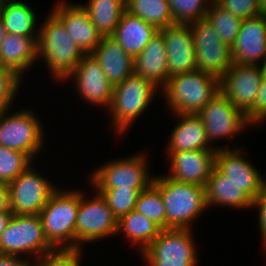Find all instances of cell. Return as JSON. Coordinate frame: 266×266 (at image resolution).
<instances>
[{
  "mask_svg": "<svg viewBox=\"0 0 266 266\" xmlns=\"http://www.w3.org/2000/svg\"><path fill=\"white\" fill-rule=\"evenodd\" d=\"M115 86L134 74V58L112 37H103L91 53Z\"/></svg>",
  "mask_w": 266,
  "mask_h": 266,
  "instance_id": "7402d4cb",
  "label": "cell"
},
{
  "mask_svg": "<svg viewBox=\"0 0 266 266\" xmlns=\"http://www.w3.org/2000/svg\"><path fill=\"white\" fill-rule=\"evenodd\" d=\"M126 11L158 30L174 25L168 0H125Z\"/></svg>",
  "mask_w": 266,
  "mask_h": 266,
  "instance_id": "f546056e",
  "label": "cell"
},
{
  "mask_svg": "<svg viewBox=\"0 0 266 266\" xmlns=\"http://www.w3.org/2000/svg\"><path fill=\"white\" fill-rule=\"evenodd\" d=\"M6 112L0 114V145L24 152L33 160L43 146L41 123L31 110L18 111L7 117Z\"/></svg>",
  "mask_w": 266,
  "mask_h": 266,
  "instance_id": "9c48e42d",
  "label": "cell"
},
{
  "mask_svg": "<svg viewBox=\"0 0 266 266\" xmlns=\"http://www.w3.org/2000/svg\"><path fill=\"white\" fill-rule=\"evenodd\" d=\"M21 78L13 70L0 66V114L7 111L11 105Z\"/></svg>",
  "mask_w": 266,
  "mask_h": 266,
  "instance_id": "8d00e7d4",
  "label": "cell"
},
{
  "mask_svg": "<svg viewBox=\"0 0 266 266\" xmlns=\"http://www.w3.org/2000/svg\"><path fill=\"white\" fill-rule=\"evenodd\" d=\"M79 202L80 191L66 192L57 188L41 210L39 216L45 237L55 249L75 248Z\"/></svg>",
  "mask_w": 266,
  "mask_h": 266,
  "instance_id": "277c9868",
  "label": "cell"
},
{
  "mask_svg": "<svg viewBox=\"0 0 266 266\" xmlns=\"http://www.w3.org/2000/svg\"><path fill=\"white\" fill-rule=\"evenodd\" d=\"M54 249L45 237L39 215H13L0 235L1 254H35L38 259Z\"/></svg>",
  "mask_w": 266,
  "mask_h": 266,
  "instance_id": "8992f818",
  "label": "cell"
},
{
  "mask_svg": "<svg viewBox=\"0 0 266 266\" xmlns=\"http://www.w3.org/2000/svg\"><path fill=\"white\" fill-rule=\"evenodd\" d=\"M179 120L175 126L167 152L213 149L207 138L205 125L198 114H175Z\"/></svg>",
  "mask_w": 266,
  "mask_h": 266,
  "instance_id": "cb8c5ba5",
  "label": "cell"
},
{
  "mask_svg": "<svg viewBox=\"0 0 266 266\" xmlns=\"http://www.w3.org/2000/svg\"><path fill=\"white\" fill-rule=\"evenodd\" d=\"M36 13L26 3L21 1L4 2L0 17L9 34L23 36H38L36 33Z\"/></svg>",
  "mask_w": 266,
  "mask_h": 266,
  "instance_id": "f1b7e54d",
  "label": "cell"
},
{
  "mask_svg": "<svg viewBox=\"0 0 266 266\" xmlns=\"http://www.w3.org/2000/svg\"><path fill=\"white\" fill-rule=\"evenodd\" d=\"M208 23L217 31L220 39L230 47L234 44L243 20L222 9L212 1L205 15Z\"/></svg>",
  "mask_w": 266,
  "mask_h": 266,
  "instance_id": "4dcf8cb0",
  "label": "cell"
},
{
  "mask_svg": "<svg viewBox=\"0 0 266 266\" xmlns=\"http://www.w3.org/2000/svg\"><path fill=\"white\" fill-rule=\"evenodd\" d=\"M135 210L166 229V209L160 191L152 184L139 194Z\"/></svg>",
  "mask_w": 266,
  "mask_h": 266,
  "instance_id": "1f68e13d",
  "label": "cell"
},
{
  "mask_svg": "<svg viewBox=\"0 0 266 266\" xmlns=\"http://www.w3.org/2000/svg\"><path fill=\"white\" fill-rule=\"evenodd\" d=\"M2 4H3V2L0 0V11H1V8H2Z\"/></svg>",
  "mask_w": 266,
  "mask_h": 266,
  "instance_id": "c3c4849f",
  "label": "cell"
},
{
  "mask_svg": "<svg viewBox=\"0 0 266 266\" xmlns=\"http://www.w3.org/2000/svg\"><path fill=\"white\" fill-rule=\"evenodd\" d=\"M57 3L51 12L63 23L78 48L84 54H91L103 36L91 22L89 14L81 4L68 5L64 1Z\"/></svg>",
  "mask_w": 266,
  "mask_h": 266,
  "instance_id": "d6986e66",
  "label": "cell"
},
{
  "mask_svg": "<svg viewBox=\"0 0 266 266\" xmlns=\"http://www.w3.org/2000/svg\"><path fill=\"white\" fill-rule=\"evenodd\" d=\"M69 77H75V85L84 100L109 108L114 86L92 54H85L76 68L67 76Z\"/></svg>",
  "mask_w": 266,
  "mask_h": 266,
  "instance_id": "9a60e30c",
  "label": "cell"
},
{
  "mask_svg": "<svg viewBox=\"0 0 266 266\" xmlns=\"http://www.w3.org/2000/svg\"><path fill=\"white\" fill-rule=\"evenodd\" d=\"M13 217L12 211H0V235Z\"/></svg>",
  "mask_w": 266,
  "mask_h": 266,
  "instance_id": "7bdbcfd3",
  "label": "cell"
},
{
  "mask_svg": "<svg viewBox=\"0 0 266 266\" xmlns=\"http://www.w3.org/2000/svg\"><path fill=\"white\" fill-rule=\"evenodd\" d=\"M168 1L175 24H189L204 19L212 2L211 0Z\"/></svg>",
  "mask_w": 266,
  "mask_h": 266,
  "instance_id": "e575fe53",
  "label": "cell"
},
{
  "mask_svg": "<svg viewBox=\"0 0 266 266\" xmlns=\"http://www.w3.org/2000/svg\"><path fill=\"white\" fill-rule=\"evenodd\" d=\"M158 89L147 79L135 74L114 86L112 101L109 106L115 130L123 133L128 126L150 105L153 94Z\"/></svg>",
  "mask_w": 266,
  "mask_h": 266,
  "instance_id": "5b68a950",
  "label": "cell"
},
{
  "mask_svg": "<svg viewBox=\"0 0 266 266\" xmlns=\"http://www.w3.org/2000/svg\"><path fill=\"white\" fill-rule=\"evenodd\" d=\"M31 167L8 184L13 215H39L57 188Z\"/></svg>",
  "mask_w": 266,
  "mask_h": 266,
  "instance_id": "7c38bea8",
  "label": "cell"
},
{
  "mask_svg": "<svg viewBox=\"0 0 266 266\" xmlns=\"http://www.w3.org/2000/svg\"><path fill=\"white\" fill-rule=\"evenodd\" d=\"M159 30L128 11H124L112 37L135 58Z\"/></svg>",
  "mask_w": 266,
  "mask_h": 266,
  "instance_id": "d4e9b609",
  "label": "cell"
},
{
  "mask_svg": "<svg viewBox=\"0 0 266 266\" xmlns=\"http://www.w3.org/2000/svg\"><path fill=\"white\" fill-rule=\"evenodd\" d=\"M159 31L165 41L169 77L197 70L190 25L174 24Z\"/></svg>",
  "mask_w": 266,
  "mask_h": 266,
  "instance_id": "ac0fdd59",
  "label": "cell"
},
{
  "mask_svg": "<svg viewBox=\"0 0 266 266\" xmlns=\"http://www.w3.org/2000/svg\"><path fill=\"white\" fill-rule=\"evenodd\" d=\"M263 10L266 12V0H259Z\"/></svg>",
  "mask_w": 266,
  "mask_h": 266,
  "instance_id": "bcb514c9",
  "label": "cell"
},
{
  "mask_svg": "<svg viewBox=\"0 0 266 266\" xmlns=\"http://www.w3.org/2000/svg\"><path fill=\"white\" fill-rule=\"evenodd\" d=\"M215 2L242 20L265 13L259 0H215Z\"/></svg>",
  "mask_w": 266,
  "mask_h": 266,
  "instance_id": "74e56055",
  "label": "cell"
},
{
  "mask_svg": "<svg viewBox=\"0 0 266 266\" xmlns=\"http://www.w3.org/2000/svg\"><path fill=\"white\" fill-rule=\"evenodd\" d=\"M218 149L167 152L170 155L171 175L176 181L206 186L216 165Z\"/></svg>",
  "mask_w": 266,
  "mask_h": 266,
  "instance_id": "2e32d148",
  "label": "cell"
},
{
  "mask_svg": "<svg viewBox=\"0 0 266 266\" xmlns=\"http://www.w3.org/2000/svg\"><path fill=\"white\" fill-rule=\"evenodd\" d=\"M262 77L260 64L240 65L233 62L220 78V92L246 114L254 106Z\"/></svg>",
  "mask_w": 266,
  "mask_h": 266,
  "instance_id": "4fadbf2b",
  "label": "cell"
},
{
  "mask_svg": "<svg viewBox=\"0 0 266 266\" xmlns=\"http://www.w3.org/2000/svg\"><path fill=\"white\" fill-rule=\"evenodd\" d=\"M31 160L24 152L0 145V183L8 185L31 165Z\"/></svg>",
  "mask_w": 266,
  "mask_h": 266,
  "instance_id": "836d02e7",
  "label": "cell"
},
{
  "mask_svg": "<svg viewBox=\"0 0 266 266\" xmlns=\"http://www.w3.org/2000/svg\"><path fill=\"white\" fill-rule=\"evenodd\" d=\"M81 250V248L54 249L36 259L34 266H80Z\"/></svg>",
  "mask_w": 266,
  "mask_h": 266,
  "instance_id": "d590c367",
  "label": "cell"
},
{
  "mask_svg": "<svg viewBox=\"0 0 266 266\" xmlns=\"http://www.w3.org/2000/svg\"><path fill=\"white\" fill-rule=\"evenodd\" d=\"M37 30L38 58L43 57L51 74L64 80L85 55L65 29L63 23L51 12Z\"/></svg>",
  "mask_w": 266,
  "mask_h": 266,
  "instance_id": "3957f363",
  "label": "cell"
},
{
  "mask_svg": "<svg viewBox=\"0 0 266 266\" xmlns=\"http://www.w3.org/2000/svg\"><path fill=\"white\" fill-rule=\"evenodd\" d=\"M187 229H164L142 252L149 266H196L197 248Z\"/></svg>",
  "mask_w": 266,
  "mask_h": 266,
  "instance_id": "52a82bcc",
  "label": "cell"
},
{
  "mask_svg": "<svg viewBox=\"0 0 266 266\" xmlns=\"http://www.w3.org/2000/svg\"><path fill=\"white\" fill-rule=\"evenodd\" d=\"M205 125L209 142L229 138L250 125L245 114L220 91L198 113Z\"/></svg>",
  "mask_w": 266,
  "mask_h": 266,
  "instance_id": "5bb4252c",
  "label": "cell"
},
{
  "mask_svg": "<svg viewBox=\"0 0 266 266\" xmlns=\"http://www.w3.org/2000/svg\"><path fill=\"white\" fill-rule=\"evenodd\" d=\"M196 51L197 69L220 79L231 67V47L223 42L217 31L204 18L189 23Z\"/></svg>",
  "mask_w": 266,
  "mask_h": 266,
  "instance_id": "ba28073f",
  "label": "cell"
},
{
  "mask_svg": "<svg viewBox=\"0 0 266 266\" xmlns=\"http://www.w3.org/2000/svg\"><path fill=\"white\" fill-rule=\"evenodd\" d=\"M205 190L208 207L213 204L235 208L253 207V200L216 165L206 183Z\"/></svg>",
  "mask_w": 266,
  "mask_h": 266,
  "instance_id": "484cf974",
  "label": "cell"
},
{
  "mask_svg": "<svg viewBox=\"0 0 266 266\" xmlns=\"http://www.w3.org/2000/svg\"><path fill=\"white\" fill-rule=\"evenodd\" d=\"M253 207L259 208V226L262 235L263 246H266V183L253 201ZM266 248V247H265Z\"/></svg>",
  "mask_w": 266,
  "mask_h": 266,
  "instance_id": "ab89813d",
  "label": "cell"
},
{
  "mask_svg": "<svg viewBox=\"0 0 266 266\" xmlns=\"http://www.w3.org/2000/svg\"><path fill=\"white\" fill-rule=\"evenodd\" d=\"M6 34H7V31H6L5 27H4L2 19L0 17V46H1L2 41H3V39H4Z\"/></svg>",
  "mask_w": 266,
  "mask_h": 266,
  "instance_id": "ee69618b",
  "label": "cell"
},
{
  "mask_svg": "<svg viewBox=\"0 0 266 266\" xmlns=\"http://www.w3.org/2000/svg\"><path fill=\"white\" fill-rule=\"evenodd\" d=\"M162 90L173 114H197L220 91V79L197 69L169 77Z\"/></svg>",
  "mask_w": 266,
  "mask_h": 266,
  "instance_id": "7a4b0ae2",
  "label": "cell"
},
{
  "mask_svg": "<svg viewBox=\"0 0 266 266\" xmlns=\"http://www.w3.org/2000/svg\"><path fill=\"white\" fill-rule=\"evenodd\" d=\"M263 69V74L266 76V57L264 61L260 64Z\"/></svg>",
  "mask_w": 266,
  "mask_h": 266,
  "instance_id": "f6af8a7d",
  "label": "cell"
},
{
  "mask_svg": "<svg viewBox=\"0 0 266 266\" xmlns=\"http://www.w3.org/2000/svg\"><path fill=\"white\" fill-rule=\"evenodd\" d=\"M143 190L145 189L115 188L97 189L96 192L102 195L114 216L119 220L122 216L135 210L139 194Z\"/></svg>",
  "mask_w": 266,
  "mask_h": 266,
  "instance_id": "d6a6232c",
  "label": "cell"
},
{
  "mask_svg": "<svg viewBox=\"0 0 266 266\" xmlns=\"http://www.w3.org/2000/svg\"><path fill=\"white\" fill-rule=\"evenodd\" d=\"M0 211H11L8 185L4 183H0Z\"/></svg>",
  "mask_w": 266,
  "mask_h": 266,
  "instance_id": "b9f144b4",
  "label": "cell"
},
{
  "mask_svg": "<svg viewBox=\"0 0 266 266\" xmlns=\"http://www.w3.org/2000/svg\"><path fill=\"white\" fill-rule=\"evenodd\" d=\"M153 185L160 191L166 209V229H190V224L205 210V187L176 181L164 176L154 178Z\"/></svg>",
  "mask_w": 266,
  "mask_h": 266,
  "instance_id": "6da1fadb",
  "label": "cell"
},
{
  "mask_svg": "<svg viewBox=\"0 0 266 266\" xmlns=\"http://www.w3.org/2000/svg\"><path fill=\"white\" fill-rule=\"evenodd\" d=\"M234 63L257 65L266 57V12L243 20L234 44L231 46Z\"/></svg>",
  "mask_w": 266,
  "mask_h": 266,
  "instance_id": "e0dca14e",
  "label": "cell"
},
{
  "mask_svg": "<svg viewBox=\"0 0 266 266\" xmlns=\"http://www.w3.org/2000/svg\"><path fill=\"white\" fill-rule=\"evenodd\" d=\"M16 255H8L0 253V266H32L30 261L19 259Z\"/></svg>",
  "mask_w": 266,
  "mask_h": 266,
  "instance_id": "60d3db41",
  "label": "cell"
},
{
  "mask_svg": "<svg viewBox=\"0 0 266 266\" xmlns=\"http://www.w3.org/2000/svg\"><path fill=\"white\" fill-rule=\"evenodd\" d=\"M161 228L152 220L132 210L118 220L117 233L122 232L128 240L140 246L143 252L160 234Z\"/></svg>",
  "mask_w": 266,
  "mask_h": 266,
  "instance_id": "83f0119b",
  "label": "cell"
},
{
  "mask_svg": "<svg viewBox=\"0 0 266 266\" xmlns=\"http://www.w3.org/2000/svg\"><path fill=\"white\" fill-rule=\"evenodd\" d=\"M245 116L252 125L260 124L266 120V76L264 74L254 106Z\"/></svg>",
  "mask_w": 266,
  "mask_h": 266,
  "instance_id": "f35d334b",
  "label": "cell"
},
{
  "mask_svg": "<svg viewBox=\"0 0 266 266\" xmlns=\"http://www.w3.org/2000/svg\"><path fill=\"white\" fill-rule=\"evenodd\" d=\"M103 37L112 36L126 10L125 0H89L81 5Z\"/></svg>",
  "mask_w": 266,
  "mask_h": 266,
  "instance_id": "4316f807",
  "label": "cell"
},
{
  "mask_svg": "<svg viewBox=\"0 0 266 266\" xmlns=\"http://www.w3.org/2000/svg\"><path fill=\"white\" fill-rule=\"evenodd\" d=\"M241 154L238 149L218 148L216 166L254 201L266 181Z\"/></svg>",
  "mask_w": 266,
  "mask_h": 266,
  "instance_id": "ffe728a7",
  "label": "cell"
},
{
  "mask_svg": "<svg viewBox=\"0 0 266 266\" xmlns=\"http://www.w3.org/2000/svg\"><path fill=\"white\" fill-rule=\"evenodd\" d=\"M93 199L86 201L80 191L79 210L75 225V248H82L83 242L100 240L117 234L118 219L102 195L96 192Z\"/></svg>",
  "mask_w": 266,
  "mask_h": 266,
  "instance_id": "8fae6325",
  "label": "cell"
},
{
  "mask_svg": "<svg viewBox=\"0 0 266 266\" xmlns=\"http://www.w3.org/2000/svg\"><path fill=\"white\" fill-rule=\"evenodd\" d=\"M3 3L4 2H13V1H17V0H1Z\"/></svg>",
  "mask_w": 266,
  "mask_h": 266,
  "instance_id": "7dc6e473",
  "label": "cell"
},
{
  "mask_svg": "<svg viewBox=\"0 0 266 266\" xmlns=\"http://www.w3.org/2000/svg\"><path fill=\"white\" fill-rule=\"evenodd\" d=\"M146 157L138 154L129 158L117 159L102 165L92 175L95 189L134 188L147 189L155 177H149Z\"/></svg>",
  "mask_w": 266,
  "mask_h": 266,
  "instance_id": "30bf717a",
  "label": "cell"
},
{
  "mask_svg": "<svg viewBox=\"0 0 266 266\" xmlns=\"http://www.w3.org/2000/svg\"><path fill=\"white\" fill-rule=\"evenodd\" d=\"M134 74L149 80L156 87H164L169 79L167 53L163 34L158 31L134 58Z\"/></svg>",
  "mask_w": 266,
  "mask_h": 266,
  "instance_id": "44dd1931",
  "label": "cell"
},
{
  "mask_svg": "<svg viewBox=\"0 0 266 266\" xmlns=\"http://www.w3.org/2000/svg\"><path fill=\"white\" fill-rule=\"evenodd\" d=\"M37 40L38 36L7 33L0 46V66L13 70L21 77L38 58Z\"/></svg>",
  "mask_w": 266,
  "mask_h": 266,
  "instance_id": "603a6c76",
  "label": "cell"
}]
</instances>
